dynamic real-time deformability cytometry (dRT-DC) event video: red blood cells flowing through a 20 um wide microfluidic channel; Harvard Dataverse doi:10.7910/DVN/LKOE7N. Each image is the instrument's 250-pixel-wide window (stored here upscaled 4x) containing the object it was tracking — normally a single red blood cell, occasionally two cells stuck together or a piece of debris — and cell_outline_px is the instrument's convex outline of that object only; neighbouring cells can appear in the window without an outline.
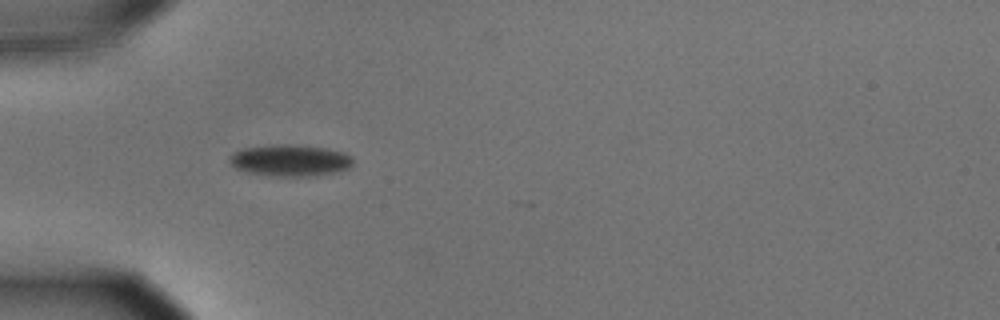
{"species": "common noctule bat (a hibernating species)", "species_latin": "Nyctalus noctula", "temperature_condition": "cold", "stored_images_in_passage": 40, "camera_frame_rate_fps": 3000, "um_per_image_px": 0.085, "animal": {"sex": "male", "body_mass_g": 15.6}, "frame": {"image": 1, "passage_image": 1, "time_ms": 0.0, "image_size_px": [1000, 320], "cell_outline_px": [[352, 164], [348, 168], [332, 172], [308, 176], [276, 176], [248, 172], [236, 168], [228, 160], [228, 156], [232, 152], [244, 148], [268, 144], [288, 144], [324, 148], [344, 152], [352, 156]], "centroid_in_image_um": [24.61, 13.61], "position_along_channel_um": 60.4, "area_um2": 22.6}}
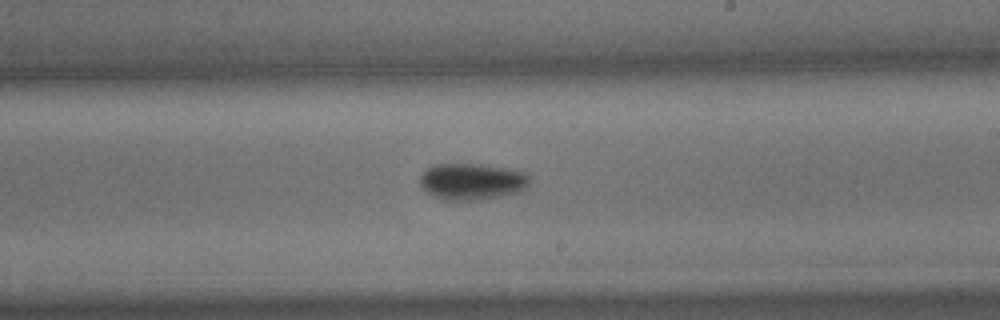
{"frame": {"image": 2, "passage_image": 17, "time_ms": 5.333, "image_size_px": [1000, 320], "cell_outline_px": [[528, 188], [520, 192], [480, 200], [444, 200], [428, 192], [420, 184], [420, 176], [428, 168], [436, 164], [480, 164], [508, 168], [524, 172], [528, 176]], "centroid_in_image_um": [40.15, 15.43], "position_along_channel_um": 248.9, "area_um2": 23.24}}
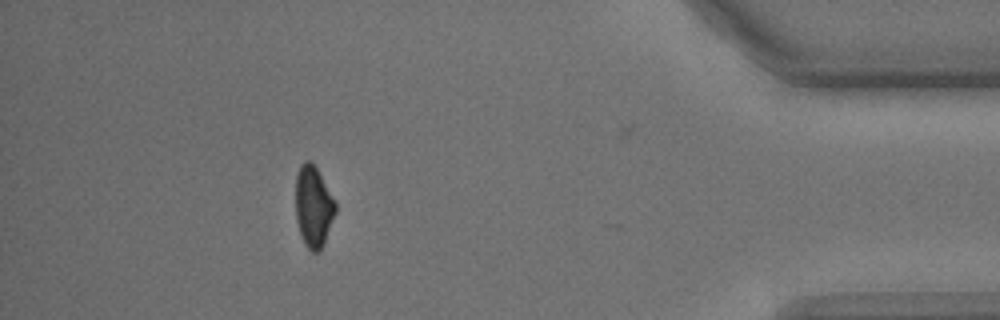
{"frame": {"image": 3, "passage_image": 34, "time_ms": 11.0, "image_size_px": [1000, 320], "cell_outline_px": [[336, 212], [324, 244], [320, 252], [312, 252], [304, 244], [296, 220], [296, 172], [300, 164], [304, 160], [312, 160], [336, 200]], "centroid_in_image_um": [26.65, 17.52], "position_along_channel_um": 408.6, "area_um2": 19.25}, "authors_computed_cell_mechanics": {"area_um2": 22.1952, "velocity_mm_per_s": 3.6124, "shape_relaxation_time_tau1_ms": 3.0864, "shape_relaxation_time_tau2_ms": null, "deformation_change_tau1": 0.1117, "deformation_change_tau2": null}}